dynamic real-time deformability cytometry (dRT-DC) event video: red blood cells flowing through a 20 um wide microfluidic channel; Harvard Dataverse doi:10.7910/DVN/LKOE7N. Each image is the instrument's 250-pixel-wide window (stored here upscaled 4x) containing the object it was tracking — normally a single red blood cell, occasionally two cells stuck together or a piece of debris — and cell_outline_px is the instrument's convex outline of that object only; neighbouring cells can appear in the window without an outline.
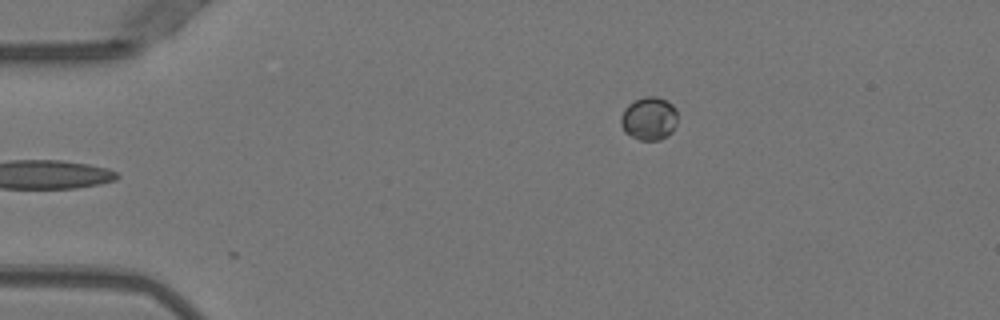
{"species": "Egyptian fruit bat (a non-hibernating species)", "species_latin": "Rousettus aegyptiacus", "temperature_condition": "warm", "stored_images_in_passage": 17, "camera_frame_rate_fps": 3000, "um_per_image_px": 0.085, "animal": {"sex": "female"}, "frame": {"image": 1, "passage_image": 17, "time_ms": 5.333, "image_size_px": [1000, 320], "cell_outline_px": [[676, 124], [672, 132], [668, 136], [660, 140], [640, 140], [624, 132], [620, 124], [620, 116], [624, 108], [628, 104], [644, 96], [656, 96], [672, 104], [676, 108]], "centroid_in_image_um": [55.15, 10.08], "position_along_channel_um": 29.8, "area_um2": 14.39}}